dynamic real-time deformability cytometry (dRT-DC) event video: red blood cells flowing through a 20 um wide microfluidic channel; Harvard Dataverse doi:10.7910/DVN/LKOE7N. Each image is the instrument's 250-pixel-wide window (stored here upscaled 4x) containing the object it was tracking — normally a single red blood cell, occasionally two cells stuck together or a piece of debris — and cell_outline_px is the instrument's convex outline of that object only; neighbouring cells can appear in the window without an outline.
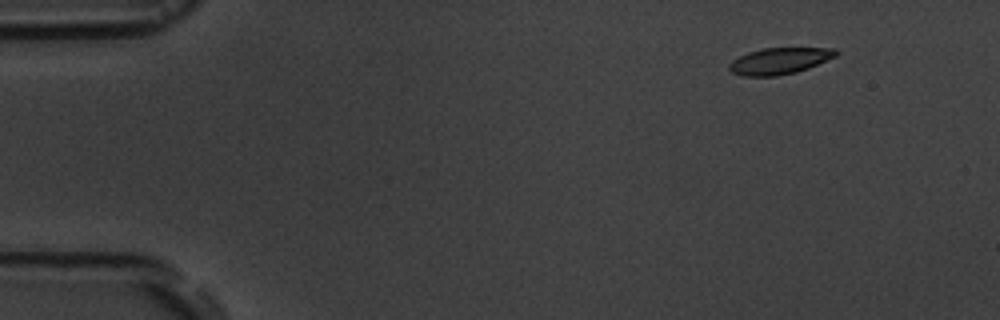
{"species": "common noctule bat (a hibernating species)", "species_latin": "Nyctalus noctula", "temperature_condition": "room temperature", "stored_images_in_passage": 5, "camera_frame_rate_fps": 3000, "um_per_image_px": 0.085, "animal": {"sex": "male", "body_mass_g": 19.5, "forearm_length_mm": 54.6}, "frame": {"image": 1, "passage_image": 3, "time_ms": 2.0, "image_size_px": [1000, 320], "cell_outline_px": [[840, 52], [836, 56], [808, 68], [796, 72], [776, 76], [744, 76], [732, 72], [728, 68], [728, 64], [732, 60], [748, 52], [764, 48], [836, 48]], "centroid_in_image_um": [66.26, 5.17], "position_along_channel_um": 18.7, "area_um2": 16.42}}